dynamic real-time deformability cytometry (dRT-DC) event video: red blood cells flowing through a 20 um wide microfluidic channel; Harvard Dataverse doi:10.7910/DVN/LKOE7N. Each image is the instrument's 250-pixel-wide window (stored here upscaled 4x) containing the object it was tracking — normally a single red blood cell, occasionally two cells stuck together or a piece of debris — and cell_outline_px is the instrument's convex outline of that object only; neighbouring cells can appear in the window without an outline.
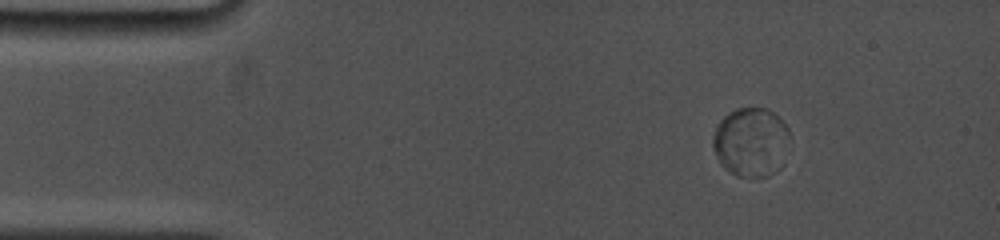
{"species": "common noctule bat (a hibernating species)", "species_latin": "Nyctalus noctula", "temperature_condition": "cold", "stored_images_in_passage": 20, "camera_frame_rate_fps": 5000, "um_per_image_px": 0.085, "animal": {"sex": "female", "body_mass_g": 19.0, "forearm_length_mm": 53.3}, "frame": {"image": 1, "passage_image": 4, "time_ms": 2.0, "image_size_px": [1000, 240], "cell_outline_px": [[788, 136], [772, 172], [768, 176], [736, 176], [724, 168], [720, 164], [716, 156], [712, 144], [712, 136], [720, 120], [728, 112], [736, 108], [768, 108], [788, 128]], "centroid_in_image_um": [63.7, 12.02], "position_along_channel_um": 21.3, "area_um2": 29.71}}
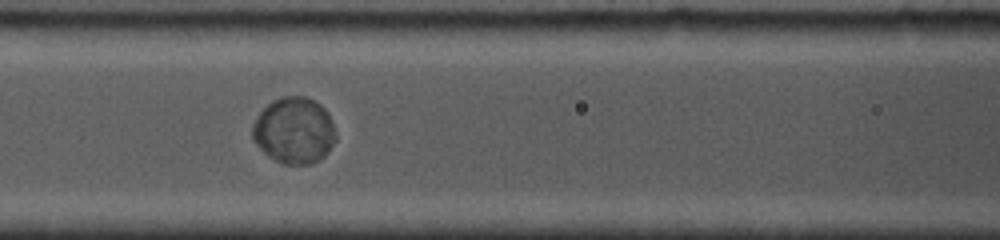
{"frame": {"image": 2, "passage_image": 12, "time_ms": 7.2, "image_size_px": [1000, 240], "cell_outline_px": [[336, 140], [328, 152], [320, 160], [312, 164], [284, 164], [268, 156], [252, 140], [252, 124], [260, 112], [272, 100], [284, 96], [304, 96], [320, 104], [328, 112], [336, 136]], "centroid_in_image_um": [25.0, 11.1], "position_along_channel_um": 141.6, "area_um2": 32.25}}
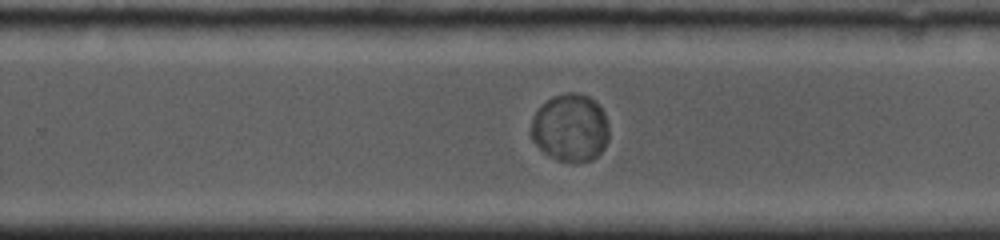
{"frame": {"image": 3, "passage_image": 20, "time_ms": 11.0, "image_size_px": [1000, 240], "cell_outline_px": [[608, 140], [604, 148], [592, 160], [556, 160], [548, 156], [532, 140], [528, 132], [532, 120], [536, 112], [552, 96], [564, 92], [576, 92], [588, 96], [600, 104], [604, 112], [608, 124]], "centroid_in_image_um": [48.47, 10.83], "position_along_channel_um": 281.3, "area_um2": 30.81}}